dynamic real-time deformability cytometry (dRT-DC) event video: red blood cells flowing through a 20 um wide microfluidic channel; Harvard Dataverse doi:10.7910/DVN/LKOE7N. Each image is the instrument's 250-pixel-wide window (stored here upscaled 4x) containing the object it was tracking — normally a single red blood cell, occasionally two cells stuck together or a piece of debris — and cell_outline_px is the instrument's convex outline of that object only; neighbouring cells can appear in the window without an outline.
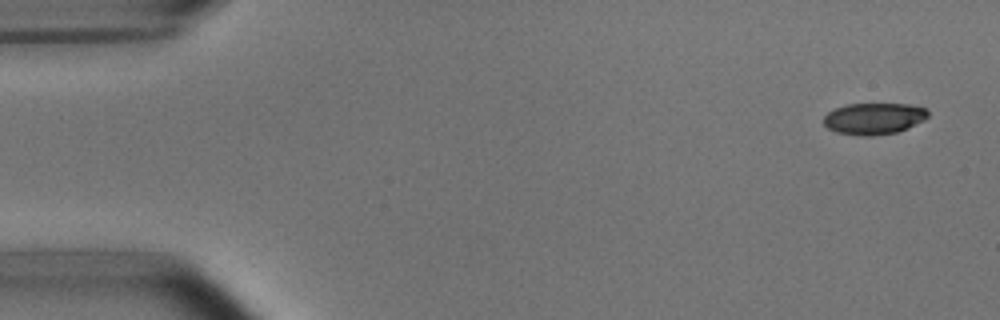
{"species": "common noctule bat (a hibernating species)", "species_latin": "Nyctalus noctula", "temperature_condition": "room temperature", "stored_images_in_passage": 51, "camera_frame_rate_fps": 3000, "um_per_image_px": 0.085, "animal": {"sex": "male", "body_mass_g": 15.6}, "frame": {"image": 1, "passage_image": 1, "time_ms": 0.0, "image_size_px": [1000, 320], "cell_outline_px": [[928, 116], [924, 120], [908, 128], [896, 132], [872, 136], [864, 136], [836, 132], [828, 128], [824, 124], [824, 116], [828, 112], [836, 108], [848, 104], [908, 104], [924, 108], [928, 112]], "centroid_in_image_um": [74.28, 10.08], "position_along_channel_um": 10.7, "area_um2": 19.02}}
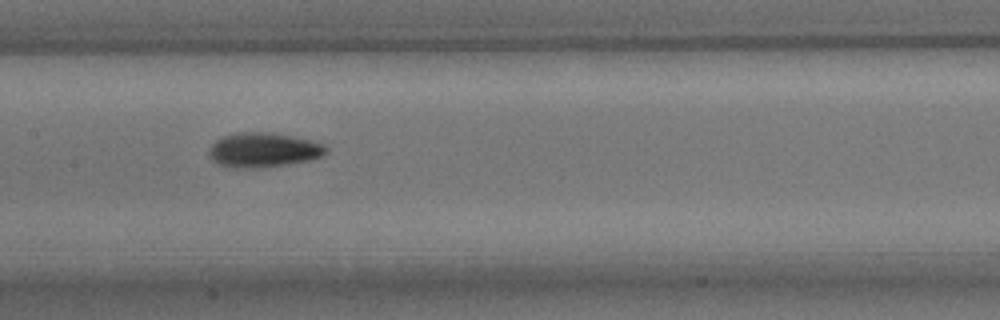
{"frame": {"image": 2, "passage_image": 24, "time_ms": 7.667, "image_size_px": [1000, 320], "cell_outline_px": [[328, 152], [324, 156], [312, 160], [288, 164], [256, 168], [236, 168], [220, 164], [212, 160], [208, 156], [208, 152], [212, 144], [216, 140], [224, 136], [236, 132], [264, 132], [288, 136], [308, 140], [324, 144], [328, 148]], "centroid_in_image_um": [22.4, 12.76], "position_along_channel_um": 185.0, "area_um2": 23.52}}
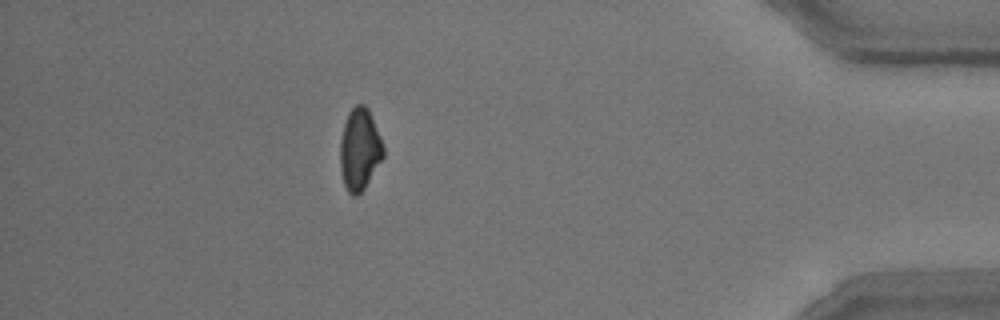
{"frame": {"image": 3, "passage_image": 45, "time_ms": 14.667, "image_size_px": [1000, 320], "cell_outline_px": [[384, 156], [364, 188], [356, 196], [352, 196], [348, 192], [344, 184], [340, 172], [340, 140], [344, 124], [348, 112], [356, 104], [364, 104], [368, 108], [380, 136], [384, 148]], "centroid_in_image_um": [30.55, 12.69], "position_along_channel_um": 404.6, "area_um2": 20.58}, "authors_computed_cell_mechanics": {"area_um2": 20.9814, "velocity_mm_per_s": 3.8147, "shape_relaxation_time_tau1_ms": 3.1391, "shape_relaxation_time_tau2_ms": 7.8893, "deformation_change_tau1": 0.1122, "deformation_change_tau2": 0.1458}}